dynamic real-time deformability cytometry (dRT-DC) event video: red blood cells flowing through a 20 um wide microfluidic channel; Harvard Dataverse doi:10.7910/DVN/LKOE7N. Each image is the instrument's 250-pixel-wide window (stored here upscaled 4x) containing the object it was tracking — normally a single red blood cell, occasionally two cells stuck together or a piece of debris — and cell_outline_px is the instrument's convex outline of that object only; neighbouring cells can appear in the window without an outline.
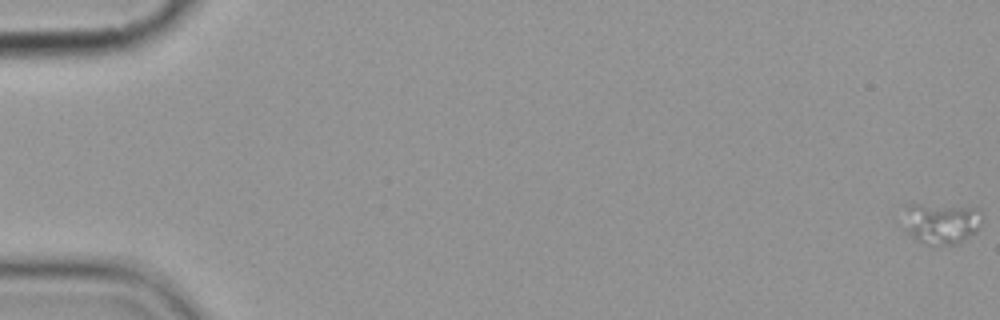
{"species": "common noctule bat (a hibernating species)", "species_latin": "Nyctalus noctula", "temperature_condition": "cold", "stored_images_in_passage": 7, "camera_frame_rate_fps": 3000, "um_per_image_px": 0.085, "animal": {"sex": "female", "body_mass_g": 19.9}, "frame": {"image": 1, "passage_image": 1, "time_ms": 0.0, "image_size_px": [1000, 320], "cell_outline_px": [[980, 224], [976, 232], [960, 244], [928, 244], [920, 240], [908, 232], [904, 204], [920, 204], [980, 208]], "centroid_in_image_um": [80.06, 18.96], "position_along_channel_um": 4.9, "area_um2": 18.38}}